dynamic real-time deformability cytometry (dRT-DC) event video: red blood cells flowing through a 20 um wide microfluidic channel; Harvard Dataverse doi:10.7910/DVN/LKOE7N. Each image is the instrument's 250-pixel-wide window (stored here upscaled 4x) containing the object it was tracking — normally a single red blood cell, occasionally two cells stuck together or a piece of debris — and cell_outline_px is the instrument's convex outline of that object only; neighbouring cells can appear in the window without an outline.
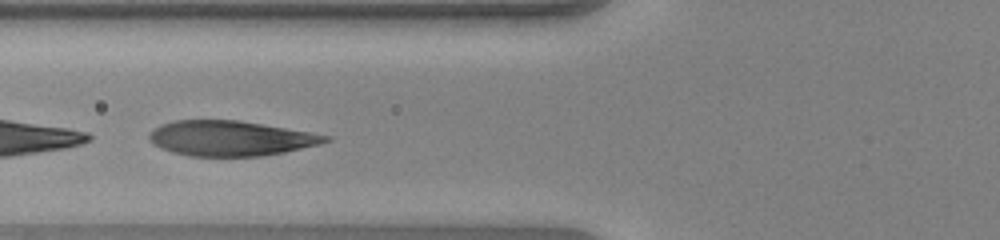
{"species": "human", "species_latin": "Homo sapiens", "temperature_condition": "warm", "stored_images_in_passage": 35, "camera_frame_rate_fps": 3000, "um_per_image_px": 0.085, "donor": {"sex": "female"}, "frame": {"image": 1, "passage_image": 11, "time_ms": 3.333, "image_size_px": [1000, 240], "cell_outline_px": [[332, 140], [320, 144], [284, 152], [260, 156], [188, 156], [172, 152], [160, 148], [152, 144], [148, 140], [148, 136], [160, 124], [172, 120], [240, 120], [332, 136]], "centroid_in_image_um": [19.57, 11.75], "position_along_channel_um": 106.2, "area_um2": 36.13}}
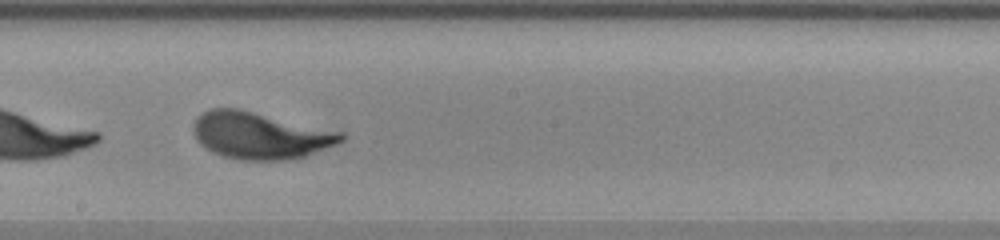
{"frame": {"image": 2, "passage_image": 20, "time_ms": 6.333, "image_size_px": [1000, 240], "cell_outline_px": [[344, 140], [304, 156], [284, 160], [240, 160], [224, 156], [212, 152], [200, 144], [196, 140], [192, 128], [192, 124], [196, 116], [212, 108], [236, 108], [340, 132], [344, 136]], "centroid_in_image_um": [22.01, 11.52], "position_along_channel_um": 226.2, "area_um2": 39.71}, "authors_computed_cell_mechanics": {"area_um2": 39.4774, "velocity_mm_per_s": 4.0012, "shape_relaxation_time_tau1_ms": 1.1374, "shape_relaxation_time_tau2_ms": null, "deformation_change_tau1": 0.3112, "deformation_change_tau2": null}}